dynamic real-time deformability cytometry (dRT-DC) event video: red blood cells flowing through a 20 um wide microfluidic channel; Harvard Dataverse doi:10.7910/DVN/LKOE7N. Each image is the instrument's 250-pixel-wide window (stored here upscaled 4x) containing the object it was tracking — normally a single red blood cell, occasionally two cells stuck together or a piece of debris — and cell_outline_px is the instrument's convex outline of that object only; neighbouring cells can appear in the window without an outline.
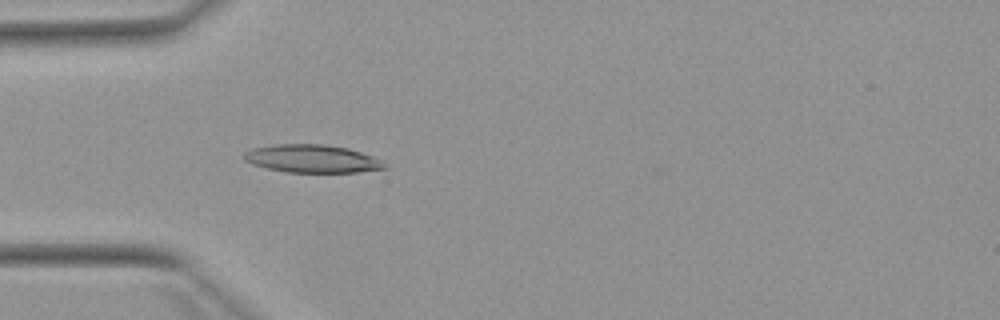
{"species": "Egyptian fruit bat (a non-hibernating species)", "species_latin": "Rousettus aegyptiacus", "temperature_condition": "warm", "stored_images_in_passage": 25, "camera_frame_rate_fps": 3000, "um_per_image_px": 0.085, "animal": {"sex": "female"}, "frame": {"image": 1, "passage_image": 16, "time_ms": 5.0, "image_size_px": [1000, 320], "cell_outline_px": [[388, 168], [356, 172], [288, 172], [268, 168], [252, 164], [244, 160], [244, 152], [252, 148], [272, 144], [324, 144], [348, 148], [372, 156], [380, 160]], "centroid_in_image_um": [26.5, 13.48], "position_along_channel_um": 58.5, "area_um2": 22.77}}
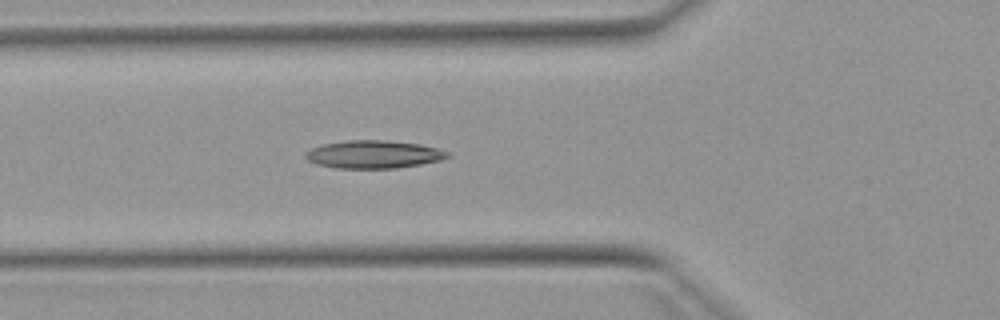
{"frame": {"image": 2, "passage_image": 19, "time_ms": 6.0, "image_size_px": [1000, 320], "cell_outline_px": [[452, 156], [440, 160], [420, 164], [396, 168], [336, 168], [316, 164], [308, 160], [304, 156], [304, 152], [312, 148], [324, 144], [348, 140], [384, 140], [420, 144], [436, 148], [448, 152]], "centroid_in_image_um": [31.74, 13.12], "position_along_channel_um": 94.1, "area_um2": 23.0}}
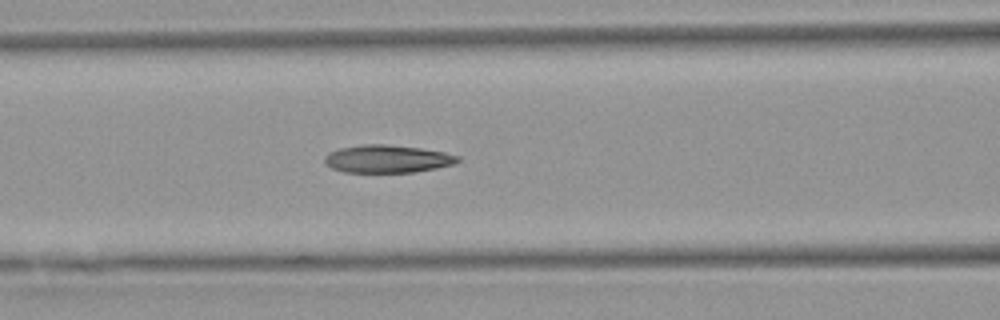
{"frame": {"image": 3, "passage_image": 22, "time_ms": 7.0, "image_size_px": [1000, 320], "cell_outline_px": [[460, 160], [456, 164], [436, 168], [412, 172], [344, 172], [332, 168], [324, 160], [328, 152], [340, 148], [360, 144], [384, 144], [420, 148], [444, 152], [460, 156]], "centroid_in_image_um": [32.95, 13.5], "position_along_channel_um": 133.7, "area_um2": 21.5}}